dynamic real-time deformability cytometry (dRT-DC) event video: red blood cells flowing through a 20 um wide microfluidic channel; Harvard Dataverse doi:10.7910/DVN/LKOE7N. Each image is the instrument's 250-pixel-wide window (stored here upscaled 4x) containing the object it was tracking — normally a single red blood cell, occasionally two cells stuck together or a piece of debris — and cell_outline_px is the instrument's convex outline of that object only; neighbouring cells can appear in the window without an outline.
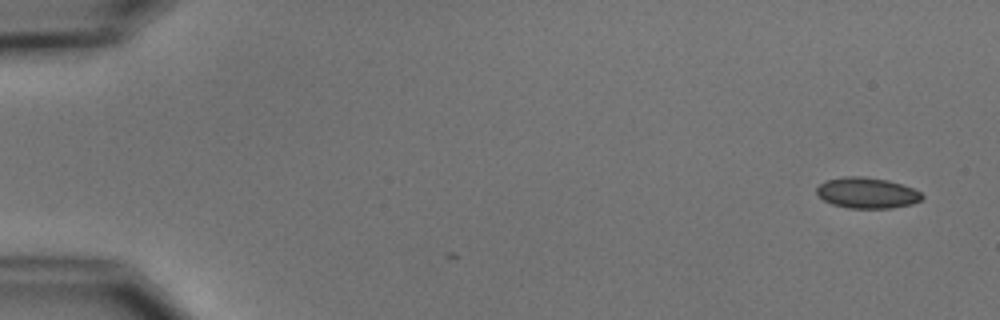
{"species": "common noctule bat (a hibernating species)", "species_latin": "Nyctalus noctula", "temperature_condition": "cold", "stored_images_in_passage": 2, "camera_frame_rate_fps": 3000, "um_per_image_px": 0.085, "animal": {"sex": "male", "body_mass_g": 15.6}, "frame": {"image": 1, "passage_image": 2, "time_ms": 1.0, "image_size_px": [1000, 320], "cell_outline_px": [[924, 196], [920, 200], [912, 204], [892, 208], [848, 208], [832, 204], [824, 200], [816, 192], [816, 188], [820, 184], [828, 180], [844, 176], [864, 176], [888, 180], [912, 188], [920, 192]], "centroid_in_image_um": [73.69, 16.4], "position_along_channel_um": 11.3, "area_um2": 18.84}}